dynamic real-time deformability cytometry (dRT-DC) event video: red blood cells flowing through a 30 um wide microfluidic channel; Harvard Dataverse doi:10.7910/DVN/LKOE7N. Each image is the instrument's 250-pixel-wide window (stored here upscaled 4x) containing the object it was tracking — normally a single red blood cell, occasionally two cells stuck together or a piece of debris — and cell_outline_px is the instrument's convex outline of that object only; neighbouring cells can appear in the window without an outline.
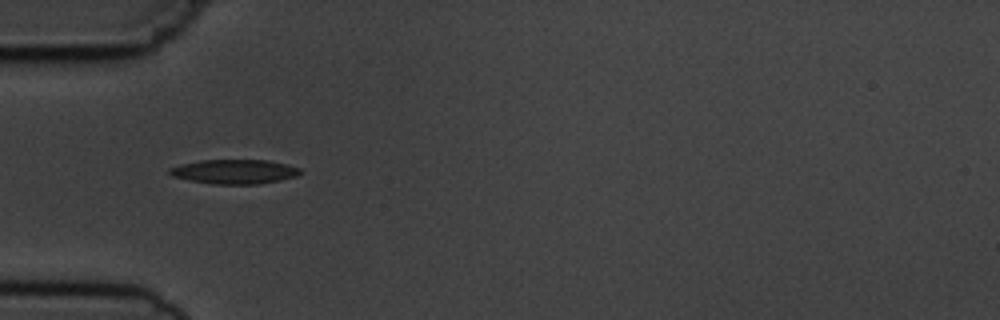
{"species": "common noctule bat (a hibernating species)", "species_latin": "Nyctalus noctula", "temperature_condition": "cold", "stored_images_in_passage": 6, "camera_frame_rate_fps": 3000, "um_per_image_px": 0.085, "animal": {"sex": "male", "body_mass_g": 19.5, "forearm_length_mm": 54.6}, "frame": {"image": 1, "passage_image": 6, "time_ms": 5.667, "image_size_px": [1000, 320], "cell_outline_px": [[300, 172], [296, 176], [280, 180], [260, 184], [212, 184], [188, 180], [172, 176], [168, 172], [168, 168], [180, 164], [200, 160], [268, 160], [288, 164], [300, 168]], "centroid_in_image_um": [19.9, 14.58], "position_along_channel_um": 65.1, "area_um2": 18.67}}